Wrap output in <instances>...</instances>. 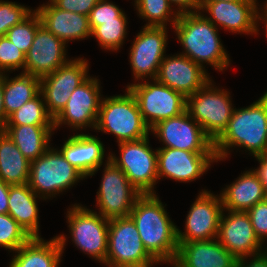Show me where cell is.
<instances>
[{"mask_svg": "<svg viewBox=\"0 0 267 267\" xmlns=\"http://www.w3.org/2000/svg\"><path fill=\"white\" fill-rule=\"evenodd\" d=\"M139 17L147 20L145 26L173 27L179 14L174 11L168 0H134Z\"/></svg>", "mask_w": 267, "mask_h": 267, "instance_id": "cell-32", "label": "cell"}, {"mask_svg": "<svg viewBox=\"0 0 267 267\" xmlns=\"http://www.w3.org/2000/svg\"><path fill=\"white\" fill-rule=\"evenodd\" d=\"M95 130L114 134L118 143L139 140L150 133L136 98L128 88L125 95L102 98Z\"/></svg>", "mask_w": 267, "mask_h": 267, "instance_id": "cell-4", "label": "cell"}, {"mask_svg": "<svg viewBox=\"0 0 267 267\" xmlns=\"http://www.w3.org/2000/svg\"><path fill=\"white\" fill-rule=\"evenodd\" d=\"M247 258H239L236 267H267V250L259 255L253 256V258L250 257V261Z\"/></svg>", "mask_w": 267, "mask_h": 267, "instance_id": "cell-42", "label": "cell"}, {"mask_svg": "<svg viewBox=\"0 0 267 267\" xmlns=\"http://www.w3.org/2000/svg\"><path fill=\"white\" fill-rule=\"evenodd\" d=\"M149 136L118 143L120 156L110 155L112 160L126 175L130 183L141 194H156L158 183L157 149L149 146ZM157 181V182H156Z\"/></svg>", "mask_w": 267, "mask_h": 267, "instance_id": "cell-8", "label": "cell"}, {"mask_svg": "<svg viewBox=\"0 0 267 267\" xmlns=\"http://www.w3.org/2000/svg\"><path fill=\"white\" fill-rule=\"evenodd\" d=\"M86 177L55 147L31 161L28 185L41 198L49 199L70 189Z\"/></svg>", "mask_w": 267, "mask_h": 267, "instance_id": "cell-5", "label": "cell"}, {"mask_svg": "<svg viewBox=\"0 0 267 267\" xmlns=\"http://www.w3.org/2000/svg\"><path fill=\"white\" fill-rule=\"evenodd\" d=\"M221 192L223 209L230 211L247 212L255 204L267 199V191L253 169L241 173L235 182Z\"/></svg>", "mask_w": 267, "mask_h": 267, "instance_id": "cell-26", "label": "cell"}, {"mask_svg": "<svg viewBox=\"0 0 267 267\" xmlns=\"http://www.w3.org/2000/svg\"><path fill=\"white\" fill-rule=\"evenodd\" d=\"M30 162L50 148L54 126L5 125L2 128Z\"/></svg>", "mask_w": 267, "mask_h": 267, "instance_id": "cell-28", "label": "cell"}, {"mask_svg": "<svg viewBox=\"0 0 267 267\" xmlns=\"http://www.w3.org/2000/svg\"><path fill=\"white\" fill-rule=\"evenodd\" d=\"M66 43L41 25L25 56L24 73L43 78L69 62Z\"/></svg>", "mask_w": 267, "mask_h": 267, "instance_id": "cell-21", "label": "cell"}, {"mask_svg": "<svg viewBox=\"0 0 267 267\" xmlns=\"http://www.w3.org/2000/svg\"><path fill=\"white\" fill-rule=\"evenodd\" d=\"M167 27L144 26L130 48L129 61L133 76L139 82L156 79L167 46Z\"/></svg>", "mask_w": 267, "mask_h": 267, "instance_id": "cell-15", "label": "cell"}, {"mask_svg": "<svg viewBox=\"0 0 267 267\" xmlns=\"http://www.w3.org/2000/svg\"><path fill=\"white\" fill-rule=\"evenodd\" d=\"M87 61L84 58L70 59L65 65L40 79V92L46 109L53 118L66 106L71 93L90 77Z\"/></svg>", "mask_w": 267, "mask_h": 267, "instance_id": "cell-12", "label": "cell"}, {"mask_svg": "<svg viewBox=\"0 0 267 267\" xmlns=\"http://www.w3.org/2000/svg\"><path fill=\"white\" fill-rule=\"evenodd\" d=\"M159 264L146 250L130 216L109 220L105 266L152 267Z\"/></svg>", "mask_w": 267, "mask_h": 267, "instance_id": "cell-6", "label": "cell"}, {"mask_svg": "<svg viewBox=\"0 0 267 267\" xmlns=\"http://www.w3.org/2000/svg\"><path fill=\"white\" fill-rule=\"evenodd\" d=\"M66 242L64 234L54 236L49 241L31 237L15 251L9 267H58Z\"/></svg>", "mask_w": 267, "mask_h": 267, "instance_id": "cell-25", "label": "cell"}, {"mask_svg": "<svg viewBox=\"0 0 267 267\" xmlns=\"http://www.w3.org/2000/svg\"><path fill=\"white\" fill-rule=\"evenodd\" d=\"M256 160L259 162V167L254 168L253 171L259 177L264 189L267 191V157L265 155L256 156Z\"/></svg>", "mask_w": 267, "mask_h": 267, "instance_id": "cell-43", "label": "cell"}, {"mask_svg": "<svg viewBox=\"0 0 267 267\" xmlns=\"http://www.w3.org/2000/svg\"><path fill=\"white\" fill-rule=\"evenodd\" d=\"M5 125L54 126V118L48 113L43 95L39 92L34 98L13 112Z\"/></svg>", "mask_w": 267, "mask_h": 267, "instance_id": "cell-31", "label": "cell"}, {"mask_svg": "<svg viewBox=\"0 0 267 267\" xmlns=\"http://www.w3.org/2000/svg\"><path fill=\"white\" fill-rule=\"evenodd\" d=\"M266 11H267V0L266 2L264 3V7H263Z\"/></svg>", "mask_w": 267, "mask_h": 267, "instance_id": "cell-48", "label": "cell"}, {"mask_svg": "<svg viewBox=\"0 0 267 267\" xmlns=\"http://www.w3.org/2000/svg\"><path fill=\"white\" fill-rule=\"evenodd\" d=\"M57 8L89 16L99 0H50Z\"/></svg>", "mask_w": 267, "mask_h": 267, "instance_id": "cell-40", "label": "cell"}, {"mask_svg": "<svg viewBox=\"0 0 267 267\" xmlns=\"http://www.w3.org/2000/svg\"><path fill=\"white\" fill-rule=\"evenodd\" d=\"M7 119L3 104V74L0 73V129L5 126Z\"/></svg>", "mask_w": 267, "mask_h": 267, "instance_id": "cell-45", "label": "cell"}, {"mask_svg": "<svg viewBox=\"0 0 267 267\" xmlns=\"http://www.w3.org/2000/svg\"><path fill=\"white\" fill-rule=\"evenodd\" d=\"M257 0H239V1H216L200 3L199 12H208L211 21L216 27H223L234 33L258 34V8Z\"/></svg>", "mask_w": 267, "mask_h": 267, "instance_id": "cell-18", "label": "cell"}, {"mask_svg": "<svg viewBox=\"0 0 267 267\" xmlns=\"http://www.w3.org/2000/svg\"><path fill=\"white\" fill-rule=\"evenodd\" d=\"M41 20L35 9L20 23L8 30L6 36L23 53L27 54L31 47Z\"/></svg>", "mask_w": 267, "mask_h": 267, "instance_id": "cell-34", "label": "cell"}, {"mask_svg": "<svg viewBox=\"0 0 267 267\" xmlns=\"http://www.w3.org/2000/svg\"><path fill=\"white\" fill-rule=\"evenodd\" d=\"M66 215L75 246L104 264L108 251L109 220L81 204L72 205Z\"/></svg>", "mask_w": 267, "mask_h": 267, "instance_id": "cell-9", "label": "cell"}, {"mask_svg": "<svg viewBox=\"0 0 267 267\" xmlns=\"http://www.w3.org/2000/svg\"><path fill=\"white\" fill-rule=\"evenodd\" d=\"M25 54L7 36H0V73L25 68Z\"/></svg>", "mask_w": 267, "mask_h": 267, "instance_id": "cell-36", "label": "cell"}, {"mask_svg": "<svg viewBox=\"0 0 267 267\" xmlns=\"http://www.w3.org/2000/svg\"><path fill=\"white\" fill-rule=\"evenodd\" d=\"M222 212L221 197L202 190L186 216L184 232L177 227L178 242L216 239Z\"/></svg>", "mask_w": 267, "mask_h": 267, "instance_id": "cell-16", "label": "cell"}, {"mask_svg": "<svg viewBox=\"0 0 267 267\" xmlns=\"http://www.w3.org/2000/svg\"><path fill=\"white\" fill-rule=\"evenodd\" d=\"M104 146L96 136L77 133L68 137L59 151L87 178L95 175L102 166L105 156Z\"/></svg>", "mask_w": 267, "mask_h": 267, "instance_id": "cell-24", "label": "cell"}, {"mask_svg": "<svg viewBox=\"0 0 267 267\" xmlns=\"http://www.w3.org/2000/svg\"><path fill=\"white\" fill-rule=\"evenodd\" d=\"M127 20L124 12L115 20L98 21V26L91 31V37L94 36L103 49L117 51L123 46L126 38Z\"/></svg>", "mask_w": 267, "mask_h": 267, "instance_id": "cell-33", "label": "cell"}, {"mask_svg": "<svg viewBox=\"0 0 267 267\" xmlns=\"http://www.w3.org/2000/svg\"><path fill=\"white\" fill-rule=\"evenodd\" d=\"M37 198L40 197L28 184L10 185L8 214L18 222L30 237H40Z\"/></svg>", "mask_w": 267, "mask_h": 267, "instance_id": "cell-27", "label": "cell"}, {"mask_svg": "<svg viewBox=\"0 0 267 267\" xmlns=\"http://www.w3.org/2000/svg\"><path fill=\"white\" fill-rule=\"evenodd\" d=\"M100 82L95 77H89L70 95L66 106L54 118V130L67 125L76 130L95 129L102 94ZM101 96V97H100Z\"/></svg>", "mask_w": 267, "mask_h": 267, "instance_id": "cell-14", "label": "cell"}, {"mask_svg": "<svg viewBox=\"0 0 267 267\" xmlns=\"http://www.w3.org/2000/svg\"><path fill=\"white\" fill-rule=\"evenodd\" d=\"M178 244L173 267H236L238 259L217 238Z\"/></svg>", "mask_w": 267, "mask_h": 267, "instance_id": "cell-22", "label": "cell"}, {"mask_svg": "<svg viewBox=\"0 0 267 267\" xmlns=\"http://www.w3.org/2000/svg\"><path fill=\"white\" fill-rule=\"evenodd\" d=\"M35 11L41 24L66 44L91 37L89 16L59 9L50 0Z\"/></svg>", "mask_w": 267, "mask_h": 267, "instance_id": "cell-23", "label": "cell"}, {"mask_svg": "<svg viewBox=\"0 0 267 267\" xmlns=\"http://www.w3.org/2000/svg\"><path fill=\"white\" fill-rule=\"evenodd\" d=\"M31 162L0 129V179L10 185L28 184Z\"/></svg>", "mask_w": 267, "mask_h": 267, "instance_id": "cell-29", "label": "cell"}, {"mask_svg": "<svg viewBox=\"0 0 267 267\" xmlns=\"http://www.w3.org/2000/svg\"><path fill=\"white\" fill-rule=\"evenodd\" d=\"M201 13L179 14L173 28L184 49L180 54L202 68H205L206 63L216 70H227L230 58L220 41L218 28Z\"/></svg>", "mask_w": 267, "mask_h": 267, "instance_id": "cell-3", "label": "cell"}, {"mask_svg": "<svg viewBox=\"0 0 267 267\" xmlns=\"http://www.w3.org/2000/svg\"><path fill=\"white\" fill-rule=\"evenodd\" d=\"M124 11L113 2L108 0H99L97 4L91 9L89 15V25L91 31L98 26V21L115 20L120 17Z\"/></svg>", "mask_w": 267, "mask_h": 267, "instance_id": "cell-38", "label": "cell"}, {"mask_svg": "<svg viewBox=\"0 0 267 267\" xmlns=\"http://www.w3.org/2000/svg\"><path fill=\"white\" fill-rule=\"evenodd\" d=\"M241 147L253 157L267 151V91L248 107L233 109L223 133L213 142L217 161L226 159L230 149Z\"/></svg>", "mask_w": 267, "mask_h": 267, "instance_id": "cell-2", "label": "cell"}, {"mask_svg": "<svg viewBox=\"0 0 267 267\" xmlns=\"http://www.w3.org/2000/svg\"><path fill=\"white\" fill-rule=\"evenodd\" d=\"M170 5L177 11L178 14L199 12V0H168ZM173 4V5H172Z\"/></svg>", "mask_w": 267, "mask_h": 267, "instance_id": "cell-41", "label": "cell"}, {"mask_svg": "<svg viewBox=\"0 0 267 267\" xmlns=\"http://www.w3.org/2000/svg\"><path fill=\"white\" fill-rule=\"evenodd\" d=\"M156 80L188 98L203 88L211 78L205 68L179 53L164 57Z\"/></svg>", "mask_w": 267, "mask_h": 267, "instance_id": "cell-20", "label": "cell"}, {"mask_svg": "<svg viewBox=\"0 0 267 267\" xmlns=\"http://www.w3.org/2000/svg\"><path fill=\"white\" fill-rule=\"evenodd\" d=\"M216 1H239V0H199V3H208V2H216Z\"/></svg>", "mask_w": 267, "mask_h": 267, "instance_id": "cell-47", "label": "cell"}, {"mask_svg": "<svg viewBox=\"0 0 267 267\" xmlns=\"http://www.w3.org/2000/svg\"><path fill=\"white\" fill-rule=\"evenodd\" d=\"M260 11H262V12L260 13ZM259 21L264 22L265 30H266L265 34L267 35V11L265 9L264 10L263 9L259 10V12H258V23L260 24L261 22H259Z\"/></svg>", "mask_w": 267, "mask_h": 267, "instance_id": "cell-46", "label": "cell"}, {"mask_svg": "<svg viewBox=\"0 0 267 267\" xmlns=\"http://www.w3.org/2000/svg\"><path fill=\"white\" fill-rule=\"evenodd\" d=\"M40 92V78L21 72L10 78L3 74V104L5 116L8 118L23 104Z\"/></svg>", "mask_w": 267, "mask_h": 267, "instance_id": "cell-30", "label": "cell"}, {"mask_svg": "<svg viewBox=\"0 0 267 267\" xmlns=\"http://www.w3.org/2000/svg\"><path fill=\"white\" fill-rule=\"evenodd\" d=\"M143 81V82H142ZM127 86L135 96L141 115L151 129L160 121L179 116L186 111L187 98L152 79Z\"/></svg>", "mask_w": 267, "mask_h": 267, "instance_id": "cell-10", "label": "cell"}, {"mask_svg": "<svg viewBox=\"0 0 267 267\" xmlns=\"http://www.w3.org/2000/svg\"><path fill=\"white\" fill-rule=\"evenodd\" d=\"M30 238L12 216L8 213L0 214V247L15 252Z\"/></svg>", "mask_w": 267, "mask_h": 267, "instance_id": "cell-35", "label": "cell"}, {"mask_svg": "<svg viewBox=\"0 0 267 267\" xmlns=\"http://www.w3.org/2000/svg\"><path fill=\"white\" fill-rule=\"evenodd\" d=\"M150 130L166 148L195 153H215L213 141L187 110L179 116L160 121Z\"/></svg>", "mask_w": 267, "mask_h": 267, "instance_id": "cell-13", "label": "cell"}, {"mask_svg": "<svg viewBox=\"0 0 267 267\" xmlns=\"http://www.w3.org/2000/svg\"><path fill=\"white\" fill-rule=\"evenodd\" d=\"M33 9L11 1L0 0V36H6L9 29L25 19Z\"/></svg>", "mask_w": 267, "mask_h": 267, "instance_id": "cell-37", "label": "cell"}, {"mask_svg": "<svg viewBox=\"0 0 267 267\" xmlns=\"http://www.w3.org/2000/svg\"><path fill=\"white\" fill-rule=\"evenodd\" d=\"M224 209L219 222L217 239L237 259L253 257L267 250L255 235L247 212ZM263 248V249H262ZM265 249V250H264Z\"/></svg>", "mask_w": 267, "mask_h": 267, "instance_id": "cell-17", "label": "cell"}, {"mask_svg": "<svg viewBox=\"0 0 267 267\" xmlns=\"http://www.w3.org/2000/svg\"><path fill=\"white\" fill-rule=\"evenodd\" d=\"M218 162L215 153H195L175 148L157 149L158 179L170 178L179 182H192Z\"/></svg>", "mask_w": 267, "mask_h": 267, "instance_id": "cell-19", "label": "cell"}, {"mask_svg": "<svg viewBox=\"0 0 267 267\" xmlns=\"http://www.w3.org/2000/svg\"><path fill=\"white\" fill-rule=\"evenodd\" d=\"M212 82L211 79L187 98L186 110L214 142L226 129L234 107L230 92L217 88Z\"/></svg>", "mask_w": 267, "mask_h": 267, "instance_id": "cell-7", "label": "cell"}, {"mask_svg": "<svg viewBox=\"0 0 267 267\" xmlns=\"http://www.w3.org/2000/svg\"><path fill=\"white\" fill-rule=\"evenodd\" d=\"M10 184L5 183L0 179V214L8 213V196Z\"/></svg>", "mask_w": 267, "mask_h": 267, "instance_id": "cell-44", "label": "cell"}, {"mask_svg": "<svg viewBox=\"0 0 267 267\" xmlns=\"http://www.w3.org/2000/svg\"><path fill=\"white\" fill-rule=\"evenodd\" d=\"M129 216L147 252L161 265L173 264L177 251V226L156 194H141Z\"/></svg>", "mask_w": 267, "mask_h": 267, "instance_id": "cell-1", "label": "cell"}, {"mask_svg": "<svg viewBox=\"0 0 267 267\" xmlns=\"http://www.w3.org/2000/svg\"><path fill=\"white\" fill-rule=\"evenodd\" d=\"M255 232V235L264 244L267 240V199L263 200L247 211Z\"/></svg>", "mask_w": 267, "mask_h": 267, "instance_id": "cell-39", "label": "cell"}, {"mask_svg": "<svg viewBox=\"0 0 267 267\" xmlns=\"http://www.w3.org/2000/svg\"><path fill=\"white\" fill-rule=\"evenodd\" d=\"M99 190L96 192V206L105 219L129 216L135 201L141 193L130 183L123 171L110 160H105Z\"/></svg>", "mask_w": 267, "mask_h": 267, "instance_id": "cell-11", "label": "cell"}]
</instances>
